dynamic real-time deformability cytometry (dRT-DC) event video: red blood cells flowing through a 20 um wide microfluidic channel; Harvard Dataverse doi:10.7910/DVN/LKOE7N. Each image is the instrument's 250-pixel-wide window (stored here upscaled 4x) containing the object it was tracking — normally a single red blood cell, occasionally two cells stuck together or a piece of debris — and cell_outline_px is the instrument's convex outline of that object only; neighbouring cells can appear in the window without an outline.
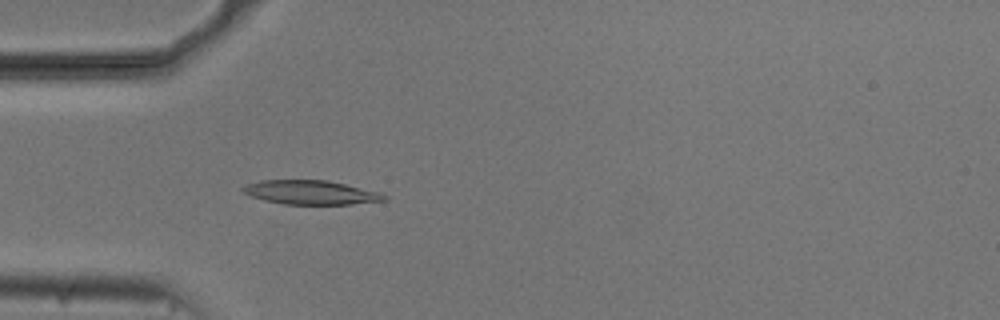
{"species": "common noctule bat (a hibernating species)", "species_latin": "Nyctalus noctula", "temperature_condition": "cold", "stored_images_in_passage": 53, "camera_frame_rate_fps": 3000, "um_per_image_px": 0.085, "animal": {"sex": "male", "body_mass_g": 20.5, "forearm_length_mm": 52.5}, "frame": {"image": 1, "passage_image": 15, "time_ms": 4.667, "image_size_px": [1000, 320], "cell_outline_px": [[388, 200], [352, 204], [284, 204], [264, 200], [252, 196], [244, 192], [240, 188], [244, 184], [260, 180], [328, 180], [380, 192], [388, 196]], "centroid_in_image_um": [26.43, 16.35], "position_along_channel_um": 58.6, "area_um2": 19.88}}
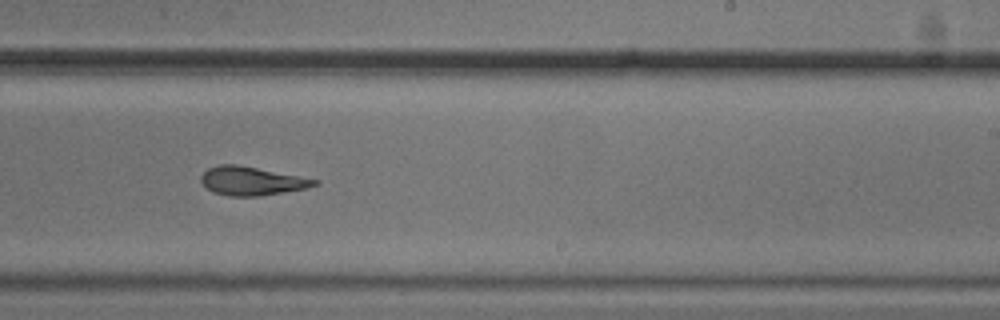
{"frame": {"image": 2, "passage_image": 32, "time_ms": 10.333, "image_size_px": [1000, 320], "cell_outline_px": [[320, 184], [304, 188], [284, 192], [260, 196], [228, 196], [212, 192], [200, 180], [200, 176], [208, 168], [220, 164], [236, 164], [320, 180]], "centroid_in_image_um": [21.38, 15.38], "position_along_channel_um": 267.6, "area_um2": 18.79}}
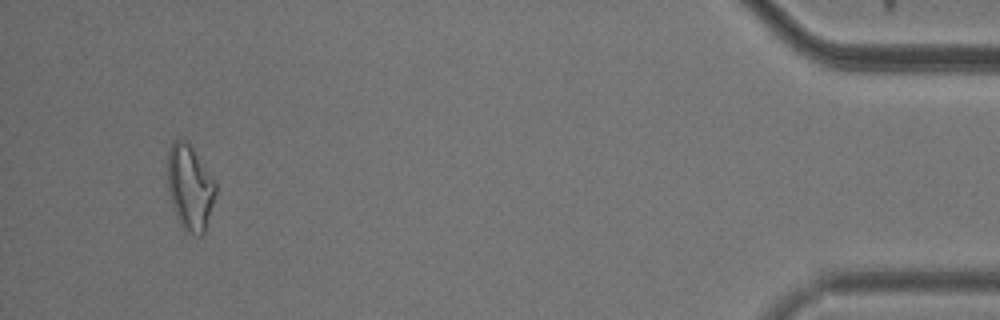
{"frame": {"image": 3, "passage_image": 50, "time_ms": 16.333, "image_size_px": [1000, 320], "cell_outline_px": [[216, 192], [204, 232], [200, 236], [184, 232], [172, 208], [168, 192], [168, 148], [172, 140], [184, 140], [192, 148], [216, 184]], "centroid_in_image_um": [16.11, 15.97], "position_along_channel_um": 419.1, "area_um2": 23.64}, "authors_computed_cell_mechanics": {"area_um2": 19.7098, "velocity_mm_per_s": 3.7375, "shape_relaxation_time_tau1_ms": 7.764, "shape_relaxation_time_tau2_ms": 2.9196, "deformation_change_tau1": 0.2106, "deformation_change_tau2": 0.0954}}